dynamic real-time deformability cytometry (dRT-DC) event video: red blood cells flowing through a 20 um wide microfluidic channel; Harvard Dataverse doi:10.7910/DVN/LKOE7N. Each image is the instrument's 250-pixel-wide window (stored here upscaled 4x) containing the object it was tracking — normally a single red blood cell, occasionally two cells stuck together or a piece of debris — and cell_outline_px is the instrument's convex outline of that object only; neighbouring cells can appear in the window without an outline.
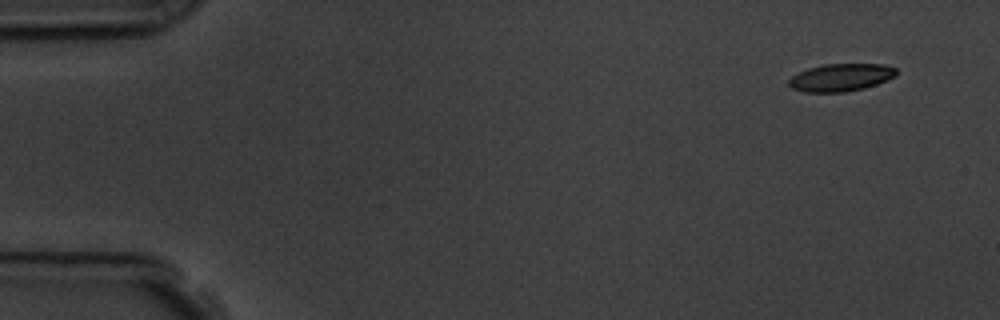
{"species": "common noctule bat (a hibernating species)", "species_latin": "Nyctalus noctula", "temperature_condition": "room temperature", "stored_images_in_passage": 4, "camera_frame_rate_fps": 3000, "um_per_image_px": 0.085, "animal": {"sex": "male", "body_mass_g": 19.5, "forearm_length_mm": 54.6}, "frame": {"image": 1, "passage_image": 1, "time_ms": 0.0, "image_size_px": [1000, 320], "cell_outline_px": [[896, 76], [876, 84], [864, 88], [844, 92], [804, 92], [792, 88], [788, 84], [788, 80], [792, 76], [808, 68], [824, 64], [884, 64], [896, 68]], "centroid_in_image_um": [71.46, 6.58], "position_along_channel_um": 13.5, "area_um2": 17.22}}